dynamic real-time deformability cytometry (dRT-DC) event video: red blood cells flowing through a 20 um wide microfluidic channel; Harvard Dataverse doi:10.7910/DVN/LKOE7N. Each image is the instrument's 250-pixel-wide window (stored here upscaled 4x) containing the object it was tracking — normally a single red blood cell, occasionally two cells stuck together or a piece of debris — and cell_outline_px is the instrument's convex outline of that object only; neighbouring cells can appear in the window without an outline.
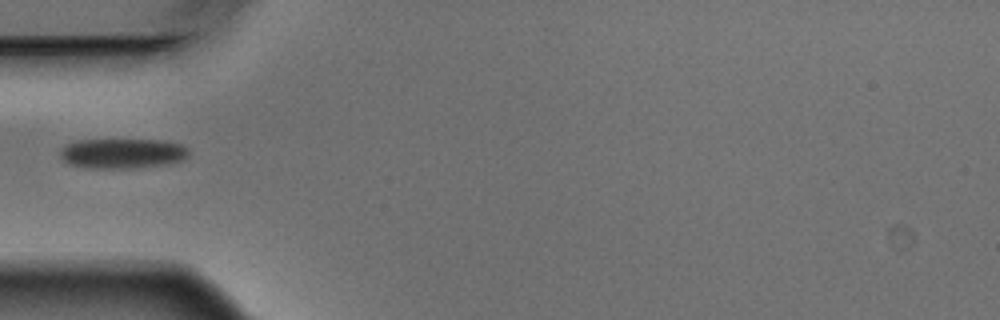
{"species": "Egyptian fruit bat (a non-hibernating species)", "species_latin": "Rousettus aegyptiacus", "temperature_condition": "warm", "stored_images_in_passage": 1, "camera_frame_rate_fps": 3000, "um_per_image_px": 0.085, "animal": {"sex": "male"}, "frame": {"image": 1, "passage_image": 1, "time_ms": 0.0, "image_size_px": [1000, 320], "cell_outline_px": [[188, 156], [184, 160], [164, 164], [136, 168], [84, 168], [72, 164], [64, 160], [60, 156], [60, 148], [68, 144], [80, 140], [160, 140], [180, 144], [188, 148]], "centroid_in_image_um": [10.41, 13.04], "position_along_channel_um": 74.6, "area_um2": 22.37}}